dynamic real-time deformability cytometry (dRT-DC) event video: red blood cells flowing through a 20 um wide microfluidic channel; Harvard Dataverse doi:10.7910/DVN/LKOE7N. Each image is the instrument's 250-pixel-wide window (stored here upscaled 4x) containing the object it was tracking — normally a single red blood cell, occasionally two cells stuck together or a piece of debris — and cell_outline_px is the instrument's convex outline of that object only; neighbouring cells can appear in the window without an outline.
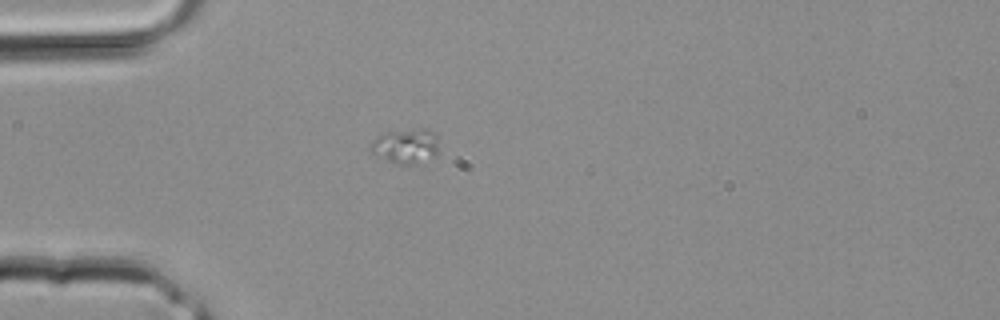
{"species": "common noctule bat (a hibernating species)", "species_latin": "Nyctalus noctula", "temperature_condition": "room temperature", "stored_images_in_passage": 1, "camera_frame_rate_fps": 3000, "um_per_image_px": 0.085, "animal": {"sex": "male", "body_mass_g": 20.4}, "frame": {"image": 1, "passage_image": 1, "time_ms": 0.0, "image_size_px": [1000, 320], "cell_outline_px": [[440, 152], [436, 156], [416, 164], [400, 164], [388, 160], [368, 148], [372, 140], [380, 136], [392, 132], [420, 128], [428, 128], [432, 132], [436, 140]], "centroid_in_image_um": [34.56, 12.42], "position_along_channel_um": 50.4, "area_um2": 13.47}}